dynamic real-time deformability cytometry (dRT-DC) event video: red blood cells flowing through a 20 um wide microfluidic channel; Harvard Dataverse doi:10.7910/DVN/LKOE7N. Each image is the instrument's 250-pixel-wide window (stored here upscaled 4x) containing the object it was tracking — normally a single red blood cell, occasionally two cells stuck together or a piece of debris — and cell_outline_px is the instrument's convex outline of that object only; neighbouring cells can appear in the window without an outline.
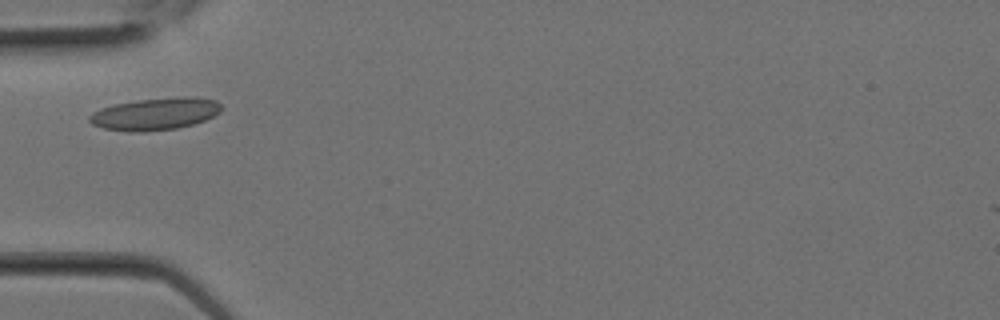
{"species": "Egyptian fruit bat (a non-hibernating species)", "species_latin": "Rousettus aegyptiacus", "temperature_condition": "room temperature", "stored_images_in_passage": 2, "camera_frame_rate_fps": 3000, "um_per_image_px": 0.085, "animal": {"sex": "female"}, "frame": {"image": 1, "passage_image": 1, "time_ms": 0.0, "image_size_px": [1000, 320], "cell_outline_px": [[224, 108], [220, 112], [204, 120], [192, 124], [176, 128], [144, 132], [132, 132], [104, 128], [92, 124], [88, 120], [88, 116], [92, 112], [100, 108], [112, 104], [136, 100], [180, 96], [196, 96], [216, 100]], "centroid_in_image_um": [13.19, 9.66], "position_along_channel_um": 71.8, "area_um2": 25.03}}